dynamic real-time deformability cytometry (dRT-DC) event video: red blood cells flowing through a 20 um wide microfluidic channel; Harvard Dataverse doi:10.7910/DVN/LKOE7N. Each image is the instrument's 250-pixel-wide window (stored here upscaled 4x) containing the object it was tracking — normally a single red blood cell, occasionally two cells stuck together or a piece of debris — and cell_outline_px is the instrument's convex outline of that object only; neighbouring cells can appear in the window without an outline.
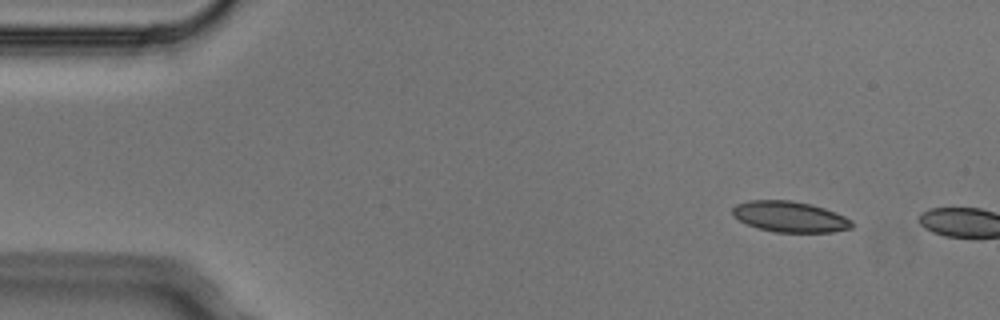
{"species": "Egyptian fruit bat (a non-hibernating species)", "species_latin": "Rousettus aegyptiacus", "temperature_condition": "cold", "stored_images_in_passage": 2, "segment_of_instrument_passage": [2, 2], "camera_frame_rate_fps": 3000, "um_per_image_px": 0.085, "animal": {"sex": "male"}, "frame": {"image": 1, "passage_image": 2, "time_ms": 0.333, "image_size_px": [1000, 320], "cell_outline_px": [[852, 228], [832, 232], [772, 232], [756, 228], [732, 216], [732, 208], [736, 204], [748, 200], [792, 200], [812, 204], [824, 208], [844, 216], [852, 220]], "centroid_in_image_um": [67.11, 18.42], "position_along_channel_um": 17.9, "area_um2": 21.56}}